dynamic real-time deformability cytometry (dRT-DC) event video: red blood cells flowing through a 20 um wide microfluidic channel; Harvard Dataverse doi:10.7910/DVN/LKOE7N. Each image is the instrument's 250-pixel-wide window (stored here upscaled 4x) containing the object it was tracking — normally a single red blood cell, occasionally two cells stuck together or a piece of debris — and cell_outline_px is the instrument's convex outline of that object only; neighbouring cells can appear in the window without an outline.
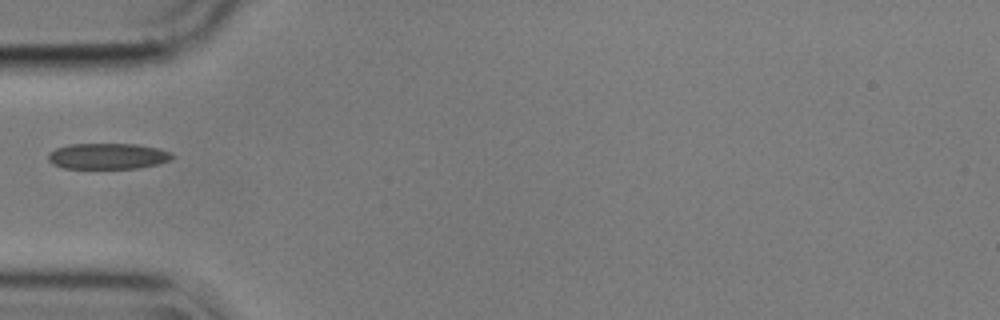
{"species": "common noctule bat (a hibernating species)", "species_latin": "Nyctalus noctula", "temperature_condition": "cold", "stored_images_in_passage": 39, "camera_frame_rate_fps": 3000, "um_per_image_px": 0.085, "animal": {"sex": "male", "body_mass_g": 17.9}, "frame": {"image": 1, "passage_image": 1, "time_ms": 0.0, "image_size_px": [1000, 320], "cell_outline_px": [[172, 156], [168, 160], [156, 164], [140, 168], [64, 168], [52, 164], [48, 160], [48, 152], [56, 148], [68, 144], [136, 144], [160, 148], [172, 152]], "centroid_in_image_um": [9.13, 13.26], "position_along_channel_um": 75.9, "area_um2": 18.73}}
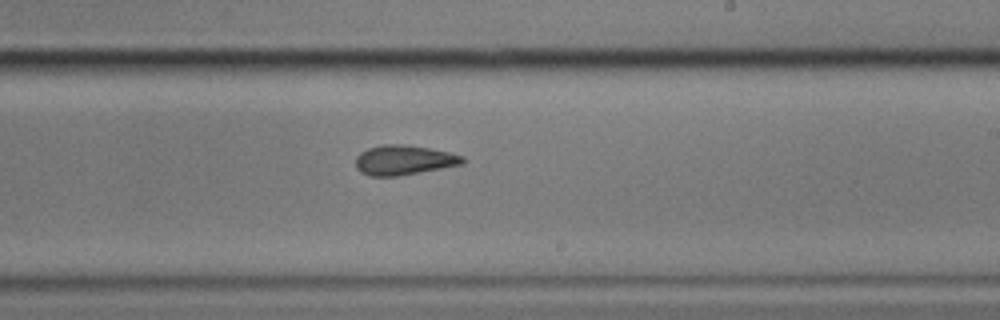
{"frame": {"image": 2, "passage_image": 16, "time_ms": 5.0, "image_size_px": [1000, 320], "cell_outline_px": [[464, 164], [400, 176], [368, 176], [360, 172], [356, 168], [356, 156], [360, 152], [368, 148], [380, 144], [404, 144], [428, 148], [448, 152], [464, 156]], "centroid_in_image_um": [34.3, 13.61], "position_along_channel_um": 254.7, "area_um2": 18.73}}
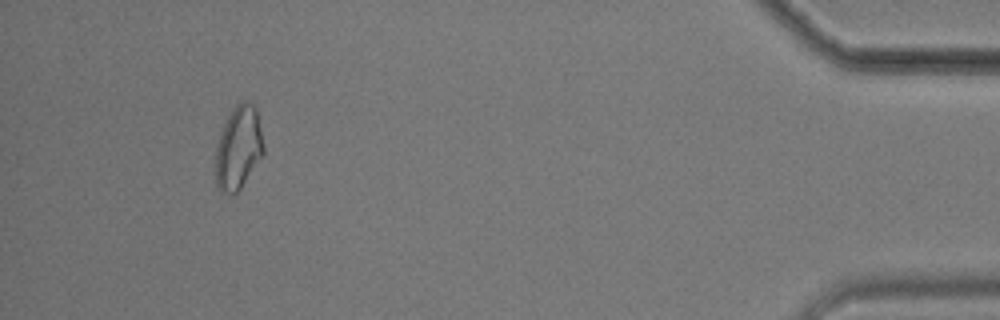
{"frame": {"image": 3, "passage_image": 35, "time_ms": 11.333, "image_size_px": [1000, 320], "cell_outline_px": [[264, 156], [240, 188], [236, 192], [220, 192], [216, 184], [216, 148], [220, 132], [232, 108], [240, 100], [248, 100], [256, 108], [264, 148]], "centroid_in_image_um": [20.28, 12.53], "position_along_channel_um": 414.9, "area_um2": 23.29}}